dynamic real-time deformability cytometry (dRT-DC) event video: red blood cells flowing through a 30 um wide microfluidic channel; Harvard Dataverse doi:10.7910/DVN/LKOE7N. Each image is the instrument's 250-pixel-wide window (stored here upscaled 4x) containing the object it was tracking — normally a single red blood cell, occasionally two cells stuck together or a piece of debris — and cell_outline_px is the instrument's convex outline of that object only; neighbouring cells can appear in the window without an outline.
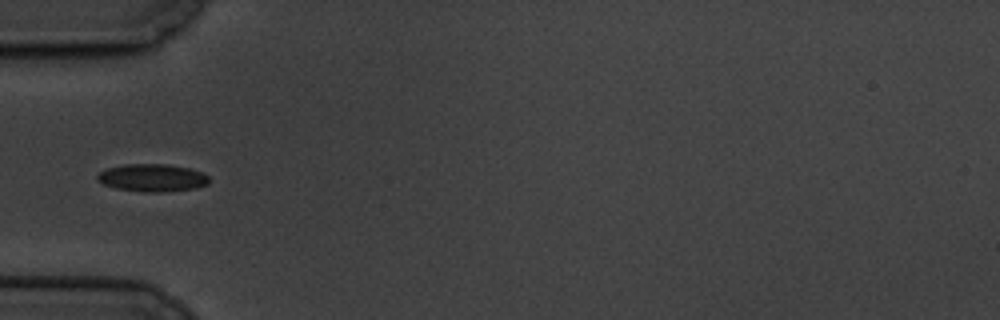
{"species": "common noctule bat (a hibernating species)", "species_latin": "Nyctalus noctula", "temperature_condition": "cold", "stored_images_in_passage": 4, "camera_frame_rate_fps": 3000, "um_per_image_px": 0.085, "animal": {"sex": "male", "body_mass_g": 19.5, "forearm_length_mm": 54.6}, "frame": {"image": 1, "passage_image": 4, "time_ms": 3.333, "image_size_px": [1000, 320], "cell_outline_px": [[208, 184], [196, 188], [160, 192], [144, 192], [116, 188], [104, 184], [96, 180], [96, 176], [100, 172], [108, 168], [124, 164], [168, 164], [192, 168], [204, 172], [208, 176]], "centroid_in_image_um": [12.97, 15.1], "position_along_channel_um": 72.0, "area_um2": 18.09}}